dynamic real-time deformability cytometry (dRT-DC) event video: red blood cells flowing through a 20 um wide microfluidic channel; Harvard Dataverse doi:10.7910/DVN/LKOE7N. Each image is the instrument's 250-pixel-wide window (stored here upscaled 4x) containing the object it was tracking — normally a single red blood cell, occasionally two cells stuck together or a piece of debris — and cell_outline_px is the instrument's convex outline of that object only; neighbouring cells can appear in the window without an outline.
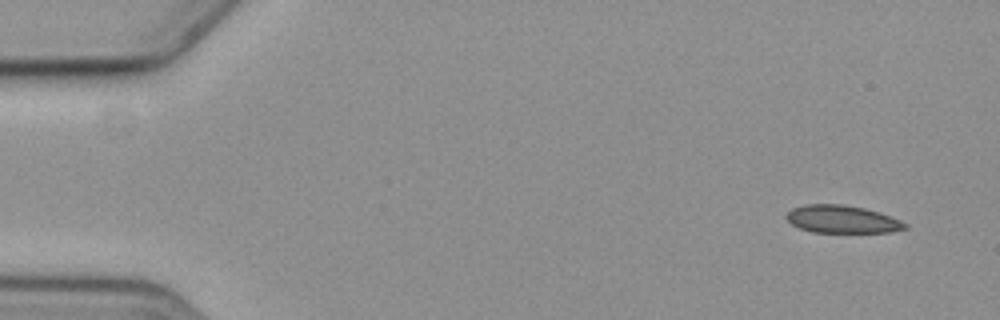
{"species": "common noctule bat (a hibernating species)", "species_latin": "Nyctalus noctula", "temperature_condition": "cold", "stored_images_in_passage": 5, "camera_frame_rate_fps": 3000, "um_per_image_px": 0.085, "animal": {"sex": "female", "body_mass_g": 19.3, "forearm_length_mm": 54.1}, "frame": {"image": 1, "passage_image": 1, "time_ms": 0.0, "image_size_px": [1000, 320], "cell_outline_px": [[908, 228], [892, 232], [812, 232], [800, 228], [792, 224], [784, 216], [792, 208], [804, 204], [840, 204], [864, 208], [900, 220], [908, 224]], "centroid_in_image_um": [71.56, 18.64], "position_along_channel_um": 13.4, "area_um2": 19.02}}
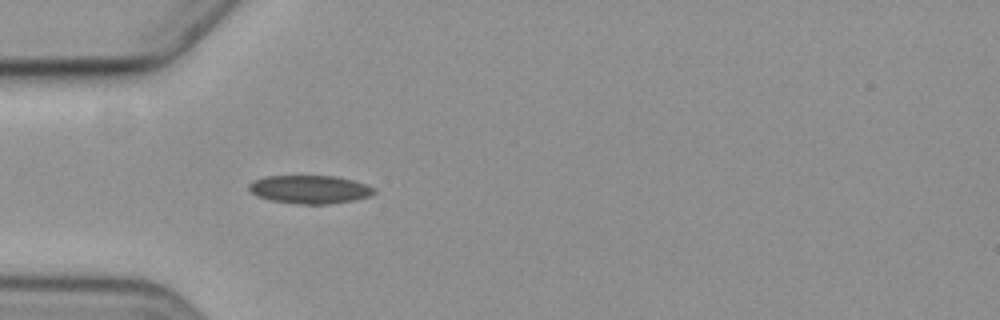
{"frame": {"image": 2, "passage_image": 5, "time_ms": 4.667, "image_size_px": [1000, 320], "cell_outline_px": [[376, 192], [372, 196], [352, 200], [328, 204], [296, 204], [272, 200], [256, 196], [248, 192], [248, 184], [252, 180], [264, 176], [332, 176], [352, 180], [376, 188]], "centroid_in_image_um": [26.28, 16.1], "position_along_channel_um": 58.7, "area_um2": 20.75}}